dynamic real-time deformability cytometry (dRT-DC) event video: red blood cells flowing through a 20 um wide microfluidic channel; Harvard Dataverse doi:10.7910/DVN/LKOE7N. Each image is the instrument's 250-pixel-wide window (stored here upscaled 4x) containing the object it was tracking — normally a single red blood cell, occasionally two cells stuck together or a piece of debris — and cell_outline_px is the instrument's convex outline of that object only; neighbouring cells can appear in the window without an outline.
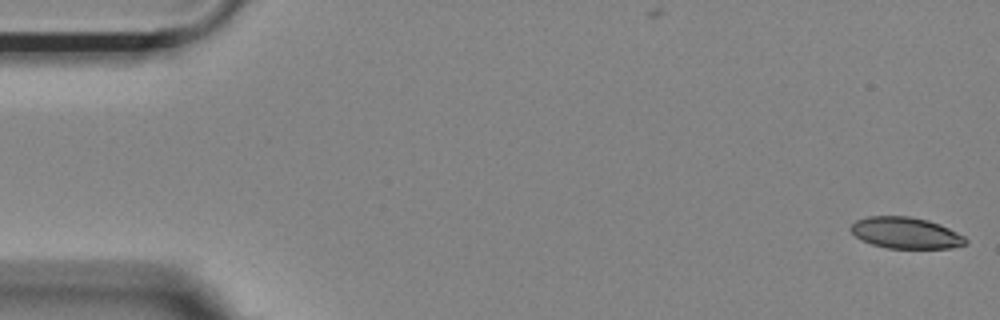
{"species": "Egyptian fruit bat (a non-hibernating species)", "species_latin": "Rousettus aegyptiacus", "temperature_condition": "room temperature", "stored_images_in_passage": 53, "camera_frame_rate_fps": 3000, "um_per_image_px": 0.085, "animal": {"sex": "female"}, "frame": {"image": 1, "passage_image": 1, "time_ms": 0.0, "image_size_px": [1000, 320], "cell_outline_px": [[968, 244], [952, 248], [888, 248], [872, 244], [860, 240], [848, 228], [856, 220], [868, 216], [908, 216], [928, 220], [940, 224], [964, 236], [968, 240]], "centroid_in_image_um": [76.99, 19.8], "position_along_channel_um": 8.0, "area_um2": 21.04}}
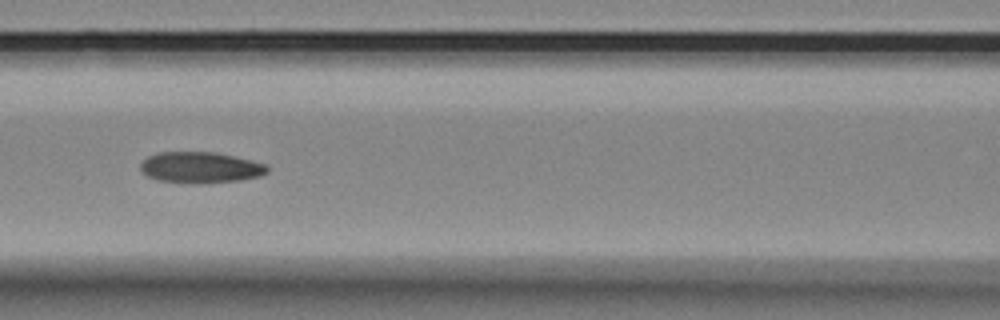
{"frame": {"image": 2, "passage_image": 23, "time_ms": 7.333, "image_size_px": [1000, 320], "cell_outline_px": [[268, 172], [260, 176], [240, 180], [200, 184], [156, 180], [148, 176], [140, 168], [140, 164], [148, 156], [160, 152], [216, 152], [264, 164], [268, 168]], "centroid_in_image_um": [17.01, 14.24], "position_along_channel_um": 149.6, "area_um2": 22.77}}
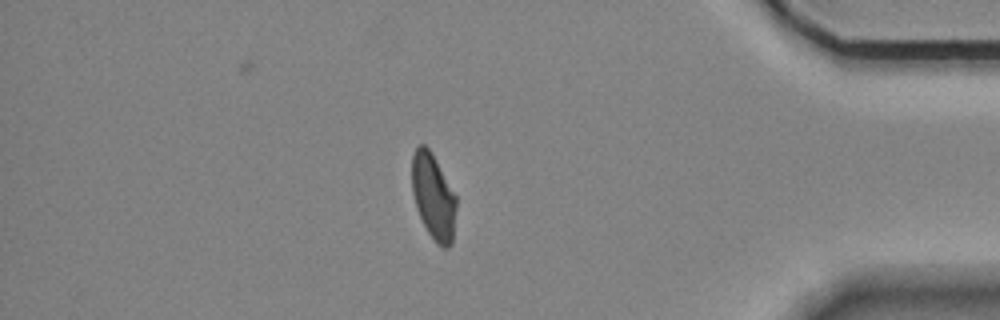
{"frame": {"image": 3, "passage_image": 46, "time_ms": 15.0, "image_size_px": [1000, 320], "cell_outline_px": [[456, 208], [452, 244], [448, 248], [444, 248], [436, 244], [428, 232], [416, 208], [412, 192], [412, 156], [416, 148], [420, 144], [424, 144], [428, 148], [456, 196]], "centroid_in_image_um": [36.83, 16.75], "position_along_channel_um": 398.4, "area_um2": 21.85}, "authors_computed_cell_mechanics": {"area_um2": 22.831, "velocity_mm_per_s": 3.7007, "shape_relaxation_time_tau1_ms": 9.8974, "shape_relaxation_time_tau2_ms": 2.7699, "deformation_change_tau1": 0.222, "deformation_change_tau2": 0.0984}}